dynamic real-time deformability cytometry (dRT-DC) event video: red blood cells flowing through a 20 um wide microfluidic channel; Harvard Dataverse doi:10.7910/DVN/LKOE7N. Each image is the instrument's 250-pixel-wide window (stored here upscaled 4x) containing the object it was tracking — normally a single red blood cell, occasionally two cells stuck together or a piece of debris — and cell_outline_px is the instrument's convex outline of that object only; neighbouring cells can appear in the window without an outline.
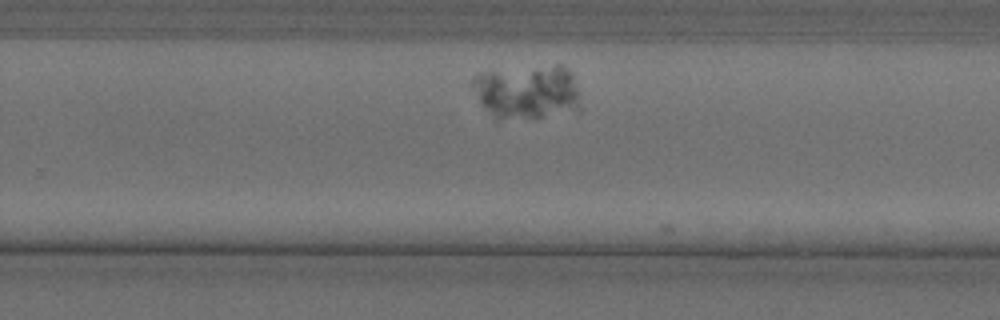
{"species": "Egyptian fruit bat (a non-hibernating species)", "species_latin": "Rousettus aegyptiacus", "temperature_condition": "cold", "stored_images_in_passage": 30, "camera_frame_rate_fps": 3000, "um_per_image_px": 0.085, "animal": {"sex": "female"}, "frame": {"image": 1, "passage_image": 22, "time_ms": 7.0, "image_size_px": [1000, 320], "cell_outline_px": [[584, 108], [544, 116], [500, 120], [496, 120], [480, 104], [468, 84], [468, 80], [472, 76], [480, 72], [556, 64], [560, 64], [568, 68], [572, 76]], "centroid_in_image_um": [44.74, 7.8], "position_along_channel_um": 285.1, "area_um2": 34.85}}